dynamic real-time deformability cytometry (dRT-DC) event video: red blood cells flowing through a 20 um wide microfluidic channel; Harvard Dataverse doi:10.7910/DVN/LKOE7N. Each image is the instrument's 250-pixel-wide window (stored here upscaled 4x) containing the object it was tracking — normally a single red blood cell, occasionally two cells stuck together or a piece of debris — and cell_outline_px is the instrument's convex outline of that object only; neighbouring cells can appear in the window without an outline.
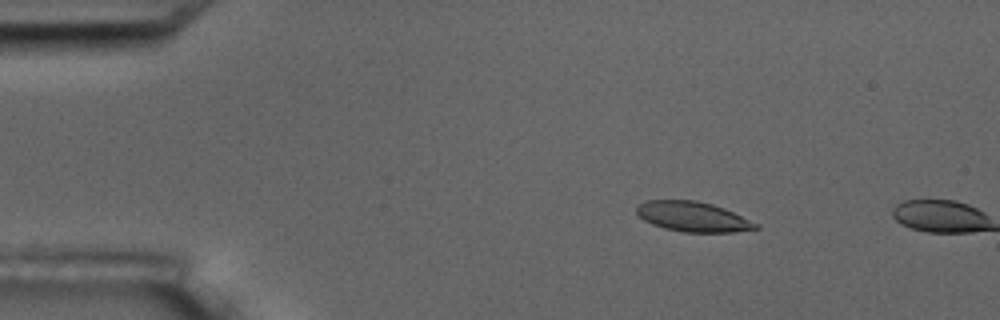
{"species": "common noctule bat (a hibernating species)", "species_latin": "Nyctalus noctula", "temperature_condition": "room temperature", "stored_images_in_passage": 4, "camera_frame_rate_fps": 3000, "um_per_image_px": 0.085, "animal": {"sex": "male", "body_mass_g": 17.5, "forearm_length_mm": 52.3}, "frame": {"image": 1, "passage_image": 3, "time_ms": 2.333, "image_size_px": [1000, 320], "cell_outline_px": [[760, 228], [736, 232], [684, 232], [664, 228], [652, 224], [644, 220], [636, 212], [636, 208], [640, 204], [648, 200], [696, 200], [712, 204], [724, 208], [760, 224]], "centroid_in_image_um": [58.93, 18.42], "position_along_channel_um": 26.1, "area_um2": 20.81}}